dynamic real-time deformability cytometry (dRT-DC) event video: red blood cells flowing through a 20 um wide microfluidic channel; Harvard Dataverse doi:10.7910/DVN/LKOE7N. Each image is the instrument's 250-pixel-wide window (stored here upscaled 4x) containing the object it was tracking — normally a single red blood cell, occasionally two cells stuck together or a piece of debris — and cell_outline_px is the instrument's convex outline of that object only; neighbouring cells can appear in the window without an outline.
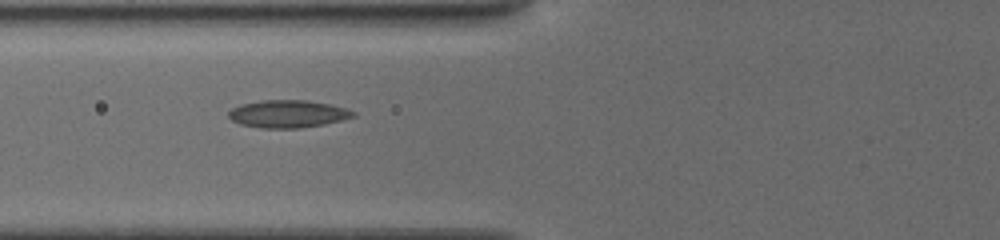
{"species": "common noctule bat (a hibernating species)", "species_latin": "Nyctalus noctula", "temperature_condition": "cold", "stored_images_in_passage": 32, "segment_of_instrument_passage": [1, 2], "camera_frame_rate_fps": 3000, "um_per_image_px": 0.085, "animal": {"sex": "female", "body_mass_g": 19.5, "forearm_length_mm": 54.1}, "frame": {"image": 1, "passage_image": 2, "time_ms": 0.667, "image_size_px": [1000, 240], "cell_outline_px": [[356, 116], [324, 124], [300, 128], [264, 128], [240, 124], [232, 120], [228, 116], [228, 112], [232, 108], [244, 104], [264, 100], [304, 100], [328, 104], [344, 108], [356, 112]], "centroid_in_image_um": [24.46, 9.68], "position_along_channel_um": 101.3, "area_um2": 19.71}}
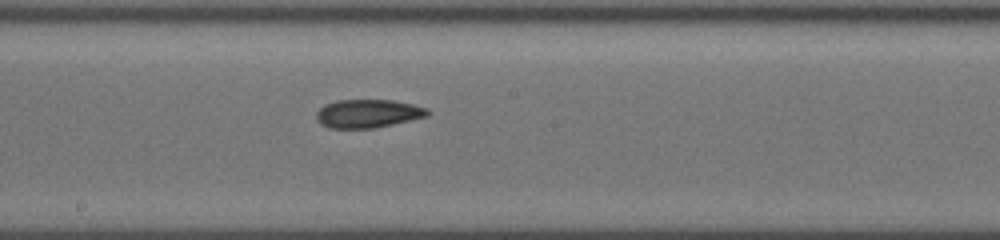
{"frame": {"image": 2, "passage_image": 11, "time_ms": 3.667, "image_size_px": [1000, 240], "cell_outline_px": [[428, 116], [392, 124], [372, 128], [328, 128], [316, 116], [316, 112], [324, 104], [336, 100], [392, 100], [412, 104], [424, 108], [428, 112]], "centroid_in_image_um": [31.24, 9.64], "position_along_channel_um": 217.0, "area_um2": 18.03}}
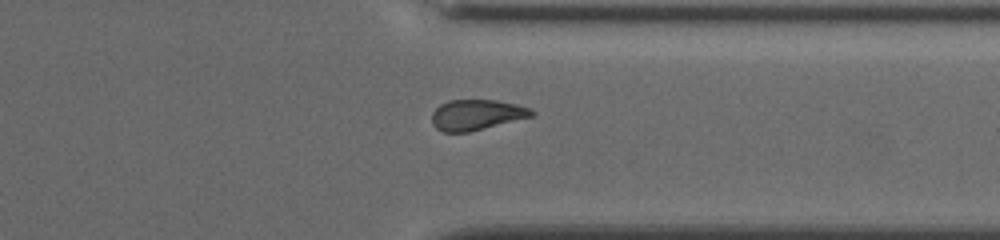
{"frame": {"image": 3, "passage_image": 20, "time_ms": 7.667, "image_size_px": [1000, 240], "cell_outline_px": [[536, 112], [532, 116], [468, 132], [440, 132], [432, 124], [432, 112], [440, 104], [448, 100], [496, 100], [516, 104], [528, 108]], "centroid_in_image_um": [40.46, 9.75], "position_along_channel_um": 370.9, "area_um2": 17.63}}